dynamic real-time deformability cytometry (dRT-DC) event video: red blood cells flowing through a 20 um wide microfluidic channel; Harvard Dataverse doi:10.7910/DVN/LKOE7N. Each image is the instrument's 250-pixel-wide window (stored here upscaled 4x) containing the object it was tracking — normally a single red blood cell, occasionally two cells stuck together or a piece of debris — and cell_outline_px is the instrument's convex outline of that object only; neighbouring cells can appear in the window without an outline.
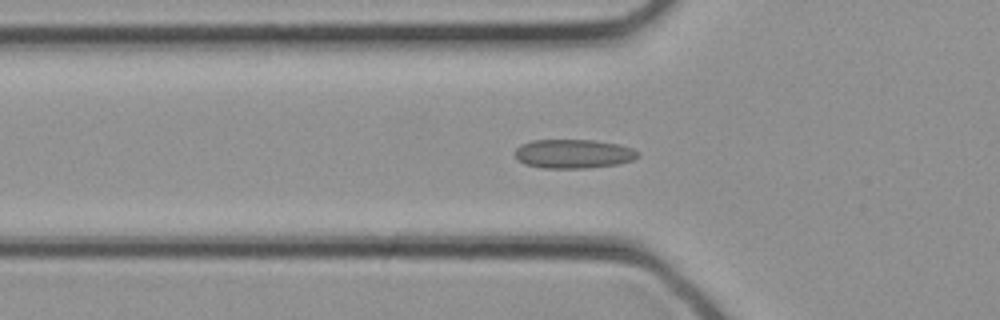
{"species": "common noctule bat (a hibernating species)", "species_latin": "Nyctalus noctula", "temperature_condition": "cold", "stored_images_in_passage": 30, "camera_frame_rate_fps": 3000, "um_per_image_px": 0.085, "animal": {"sex": "female", "body_mass_g": 21.9}, "frame": {"image": 1, "passage_image": 11, "time_ms": 3.333, "image_size_px": [1000, 320], "cell_outline_px": [[640, 156], [632, 160], [616, 164], [584, 168], [544, 168], [524, 164], [516, 156], [516, 148], [520, 144], [532, 140], [592, 140], [620, 144], [632, 148], [640, 152]], "centroid_in_image_um": [48.76, 13.06], "position_along_channel_um": 77.0, "area_um2": 20.75}}
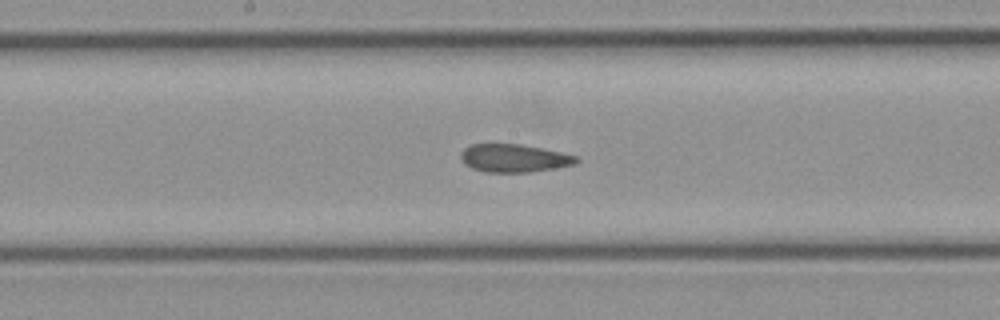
{"frame": {"image": 2, "passage_image": 17, "time_ms": 5.333, "image_size_px": [1000, 320], "cell_outline_px": [[580, 160], [576, 164], [556, 168], [528, 172], [484, 172], [472, 168], [464, 164], [460, 160], [460, 152], [464, 148], [472, 144], [520, 144], [560, 152], [576, 156]], "centroid_in_image_um": [43.66, 13.45], "position_along_channel_um": 204.5, "area_um2": 18.9}}
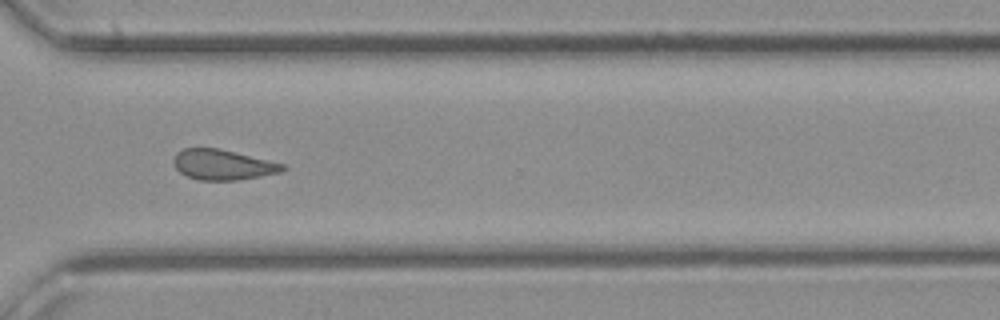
{"frame": {"image": 3, "passage_image": 24, "time_ms": 7.667, "image_size_px": [1000, 320], "cell_outline_px": [[288, 168], [280, 172], [240, 180], [200, 180], [188, 176], [180, 172], [176, 168], [172, 160], [176, 152], [184, 148], [220, 148], [288, 164]], "centroid_in_image_um": [18.98, 13.99], "position_along_channel_um": 351.6, "area_um2": 19.54}}